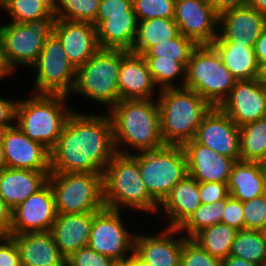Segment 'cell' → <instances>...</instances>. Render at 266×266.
I'll use <instances>...</instances> for the list:
<instances>
[{
    "instance_id": "cell-16",
    "label": "cell",
    "mask_w": 266,
    "mask_h": 266,
    "mask_svg": "<svg viewBox=\"0 0 266 266\" xmlns=\"http://www.w3.org/2000/svg\"><path fill=\"white\" fill-rule=\"evenodd\" d=\"M8 168L51 171V153L32 141L17 125L0 131Z\"/></svg>"
},
{
    "instance_id": "cell-50",
    "label": "cell",
    "mask_w": 266,
    "mask_h": 266,
    "mask_svg": "<svg viewBox=\"0 0 266 266\" xmlns=\"http://www.w3.org/2000/svg\"><path fill=\"white\" fill-rule=\"evenodd\" d=\"M255 54L259 65L266 63V28L262 31L260 37L257 39L255 47Z\"/></svg>"
},
{
    "instance_id": "cell-55",
    "label": "cell",
    "mask_w": 266,
    "mask_h": 266,
    "mask_svg": "<svg viewBox=\"0 0 266 266\" xmlns=\"http://www.w3.org/2000/svg\"><path fill=\"white\" fill-rule=\"evenodd\" d=\"M41 1L53 14H56L59 0H41Z\"/></svg>"
},
{
    "instance_id": "cell-42",
    "label": "cell",
    "mask_w": 266,
    "mask_h": 266,
    "mask_svg": "<svg viewBox=\"0 0 266 266\" xmlns=\"http://www.w3.org/2000/svg\"><path fill=\"white\" fill-rule=\"evenodd\" d=\"M66 262L71 266H110L113 260L87 246L72 253Z\"/></svg>"
},
{
    "instance_id": "cell-35",
    "label": "cell",
    "mask_w": 266,
    "mask_h": 266,
    "mask_svg": "<svg viewBox=\"0 0 266 266\" xmlns=\"http://www.w3.org/2000/svg\"><path fill=\"white\" fill-rule=\"evenodd\" d=\"M226 200L215 204H201L191 217L179 228V233L185 232L186 238H193L202 229L222 223Z\"/></svg>"
},
{
    "instance_id": "cell-40",
    "label": "cell",
    "mask_w": 266,
    "mask_h": 266,
    "mask_svg": "<svg viewBox=\"0 0 266 266\" xmlns=\"http://www.w3.org/2000/svg\"><path fill=\"white\" fill-rule=\"evenodd\" d=\"M180 266H221V260L205 251L192 238L183 242Z\"/></svg>"
},
{
    "instance_id": "cell-8",
    "label": "cell",
    "mask_w": 266,
    "mask_h": 266,
    "mask_svg": "<svg viewBox=\"0 0 266 266\" xmlns=\"http://www.w3.org/2000/svg\"><path fill=\"white\" fill-rule=\"evenodd\" d=\"M57 214L94 213L105 208L103 174L50 173Z\"/></svg>"
},
{
    "instance_id": "cell-22",
    "label": "cell",
    "mask_w": 266,
    "mask_h": 266,
    "mask_svg": "<svg viewBox=\"0 0 266 266\" xmlns=\"http://www.w3.org/2000/svg\"><path fill=\"white\" fill-rule=\"evenodd\" d=\"M155 88L145 57L122 50L118 79L120 100L152 99Z\"/></svg>"
},
{
    "instance_id": "cell-38",
    "label": "cell",
    "mask_w": 266,
    "mask_h": 266,
    "mask_svg": "<svg viewBox=\"0 0 266 266\" xmlns=\"http://www.w3.org/2000/svg\"><path fill=\"white\" fill-rule=\"evenodd\" d=\"M2 8L10 14L11 22L16 23L55 16L41 0H5Z\"/></svg>"
},
{
    "instance_id": "cell-24",
    "label": "cell",
    "mask_w": 266,
    "mask_h": 266,
    "mask_svg": "<svg viewBox=\"0 0 266 266\" xmlns=\"http://www.w3.org/2000/svg\"><path fill=\"white\" fill-rule=\"evenodd\" d=\"M96 213L57 214L50 233L65 258L88 246Z\"/></svg>"
},
{
    "instance_id": "cell-14",
    "label": "cell",
    "mask_w": 266,
    "mask_h": 266,
    "mask_svg": "<svg viewBox=\"0 0 266 266\" xmlns=\"http://www.w3.org/2000/svg\"><path fill=\"white\" fill-rule=\"evenodd\" d=\"M56 217L53 191L47 183L12 210L9 234L50 231Z\"/></svg>"
},
{
    "instance_id": "cell-6",
    "label": "cell",
    "mask_w": 266,
    "mask_h": 266,
    "mask_svg": "<svg viewBox=\"0 0 266 266\" xmlns=\"http://www.w3.org/2000/svg\"><path fill=\"white\" fill-rule=\"evenodd\" d=\"M236 82L212 45H198L193 50L186 68L185 88L219 107Z\"/></svg>"
},
{
    "instance_id": "cell-44",
    "label": "cell",
    "mask_w": 266,
    "mask_h": 266,
    "mask_svg": "<svg viewBox=\"0 0 266 266\" xmlns=\"http://www.w3.org/2000/svg\"><path fill=\"white\" fill-rule=\"evenodd\" d=\"M201 204H215L229 197L228 186L219 182L199 183Z\"/></svg>"
},
{
    "instance_id": "cell-2",
    "label": "cell",
    "mask_w": 266,
    "mask_h": 266,
    "mask_svg": "<svg viewBox=\"0 0 266 266\" xmlns=\"http://www.w3.org/2000/svg\"><path fill=\"white\" fill-rule=\"evenodd\" d=\"M108 115L113 126L116 153L131 154L118 148L121 143L134 147L139 152L165 146L161 136L160 110L157 100H119L109 110Z\"/></svg>"
},
{
    "instance_id": "cell-34",
    "label": "cell",
    "mask_w": 266,
    "mask_h": 266,
    "mask_svg": "<svg viewBox=\"0 0 266 266\" xmlns=\"http://www.w3.org/2000/svg\"><path fill=\"white\" fill-rule=\"evenodd\" d=\"M197 46L193 40L179 33L175 38L151 47L143 56L158 57V60H174L187 68L190 56Z\"/></svg>"
},
{
    "instance_id": "cell-17",
    "label": "cell",
    "mask_w": 266,
    "mask_h": 266,
    "mask_svg": "<svg viewBox=\"0 0 266 266\" xmlns=\"http://www.w3.org/2000/svg\"><path fill=\"white\" fill-rule=\"evenodd\" d=\"M238 126L266 117V87L259 79L237 80L219 106Z\"/></svg>"
},
{
    "instance_id": "cell-41",
    "label": "cell",
    "mask_w": 266,
    "mask_h": 266,
    "mask_svg": "<svg viewBox=\"0 0 266 266\" xmlns=\"http://www.w3.org/2000/svg\"><path fill=\"white\" fill-rule=\"evenodd\" d=\"M244 229L260 230L266 224V196L243 201Z\"/></svg>"
},
{
    "instance_id": "cell-53",
    "label": "cell",
    "mask_w": 266,
    "mask_h": 266,
    "mask_svg": "<svg viewBox=\"0 0 266 266\" xmlns=\"http://www.w3.org/2000/svg\"><path fill=\"white\" fill-rule=\"evenodd\" d=\"M248 5L266 16V0H249Z\"/></svg>"
},
{
    "instance_id": "cell-12",
    "label": "cell",
    "mask_w": 266,
    "mask_h": 266,
    "mask_svg": "<svg viewBox=\"0 0 266 266\" xmlns=\"http://www.w3.org/2000/svg\"><path fill=\"white\" fill-rule=\"evenodd\" d=\"M120 212L109 208L98 211L93 217L88 242L90 249L113 261L126 260L134 251L136 233L126 230Z\"/></svg>"
},
{
    "instance_id": "cell-45",
    "label": "cell",
    "mask_w": 266,
    "mask_h": 266,
    "mask_svg": "<svg viewBox=\"0 0 266 266\" xmlns=\"http://www.w3.org/2000/svg\"><path fill=\"white\" fill-rule=\"evenodd\" d=\"M222 223L244 230V210L240 200L229 196L226 199V207L223 212Z\"/></svg>"
},
{
    "instance_id": "cell-46",
    "label": "cell",
    "mask_w": 266,
    "mask_h": 266,
    "mask_svg": "<svg viewBox=\"0 0 266 266\" xmlns=\"http://www.w3.org/2000/svg\"><path fill=\"white\" fill-rule=\"evenodd\" d=\"M0 266H22L17 246L9 236L0 240Z\"/></svg>"
},
{
    "instance_id": "cell-43",
    "label": "cell",
    "mask_w": 266,
    "mask_h": 266,
    "mask_svg": "<svg viewBox=\"0 0 266 266\" xmlns=\"http://www.w3.org/2000/svg\"><path fill=\"white\" fill-rule=\"evenodd\" d=\"M126 11H134L133 0H101L93 25L97 28L105 20V15L126 14Z\"/></svg>"
},
{
    "instance_id": "cell-4",
    "label": "cell",
    "mask_w": 266,
    "mask_h": 266,
    "mask_svg": "<svg viewBox=\"0 0 266 266\" xmlns=\"http://www.w3.org/2000/svg\"><path fill=\"white\" fill-rule=\"evenodd\" d=\"M105 208L122 207L154 213L159 204L149 195L137 160L131 154L116 153L103 174Z\"/></svg>"
},
{
    "instance_id": "cell-26",
    "label": "cell",
    "mask_w": 266,
    "mask_h": 266,
    "mask_svg": "<svg viewBox=\"0 0 266 266\" xmlns=\"http://www.w3.org/2000/svg\"><path fill=\"white\" fill-rule=\"evenodd\" d=\"M199 183L189 175L178 182L160 204L167 214V228L179 229L200 207Z\"/></svg>"
},
{
    "instance_id": "cell-19",
    "label": "cell",
    "mask_w": 266,
    "mask_h": 266,
    "mask_svg": "<svg viewBox=\"0 0 266 266\" xmlns=\"http://www.w3.org/2000/svg\"><path fill=\"white\" fill-rule=\"evenodd\" d=\"M220 32L214 41H229L245 47H255L266 28V16L246 5L219 16Z\"/></svg>"
},
{
    "instance_id": "cell-27",
    "label": "cell",
    "mask_w": 266,
    "mask_h": 266,
    "mask_svg": "<svg viewBox=\"0 0 266 266\" xmlns=\"http://www.w3.org/2000/svg\"><path fill=\"white\" fill-rule=\"evenodd\" d=\"M138 20L134 11L126 14L105 15L96 28L98 45L102 49L131 51L137 35Z\"/></svg>"
},
{
    "instance_id": "cell-39",
    "label": "cell",
    "mask_w": 266,
    "mask_h": 266,
    "mask_svg": "<svg viewBox=\"0 0 266 266\" xmlns=\"http://www.w3.org/2000/svg\"><path fill=\"white\" fill-rule=\"evenodd\" d=\"M137 20L174 18L175 0H133Z\"/></svg>"
},
{
    "instance_id": "cell-36",
    "label": "cell",
    "mask_w": 266,
    "mask_h": 266,
    "mask_svg": "<svg viewBox=\"0 0 266 266\" xmlns=\"http://www.w3.org/2000/svg\"><path fill=\"white\" fill-rule=\"evenodd\" d=\"M149 66L150 73L156 86H160L159 89L167 88H179L174 85V80L183 78L181 80L180 87H184L186 80V67L181 63L174 60H158V57H145Z\"/></svg>"
},
{
    "instance_id": "cell-58",
    "label": "cell",
    "mask_w": 266,
    "mask_h": 266,
    "mask_svg": "<svg viewBox=\"0 0 266 266\" xmlns=\"http://www.w3.org/2000/svg\"><path fill=\"white\" fill-rule=\"evenodd\" d=\"M110 266H127V259L121 261H113Z\"/></svg>"
},
{
    "instance_id": "cell-5",
    "label": "cell",
    "mask_w": 266,
    "mask_h": 266,
    "mask_svg": "<svg viewBox=\"0 0 266 266\" xmlns=\"http://www.w3.org/2000/svg\"><path fill=\"white\" fill-rule=\"evenodd\" d=\"M63 94H34L18 101L16 125L32 140L50 152L56 146L63 127L73 112L64 104Z\"/></svg>"
},
{
    "instance_id": "cell-49",
    "label": "cell",
    "mask_w": 266,
    "mask_h": 266,
    "mask_svg": "<svg viewBox=\"0 0 266 266\" xmlns=\"http://www.w3.org/2000/svg\"><path fill=\"white\" fill-rule=\"evenodd\" d=\"M12 222V210L0 196V232L4 236L9 235Z\"/></svg>"
},
{
    "instance_id": "cell-10",
    "label": "cell",
    "mask_w": 266,
    "mask_h": 266,
    "mask_svg": "<svg viewBox=\"0 0 266 266\" xmlns=\"http://www.w3.org/2000/svg\"><path fill=\"white\" fill-rule=\"evenodd\" d=\"M56 16L27 21L11 22L0 26V38L8 63L15 71L17 66L31 67L37 60L45 40L54 32Z\"/></svg>"
},
{
    "instance_id": "cell-3",
    "label": "cell",
    "mask_w": 266,
    "mask_h": 266,
    "mask_svg": "<svg viewBox=\"0 0 266 266\" xmlns=\"http://www.w3.org/2000/svg\"><path fill=\"white\" fill-rule=\"evenodd\" d=\"M161 136L165 145H183L194 139L204 116L213 107L195 91L185 88L159 90Z\"/></svg>"
},
{
    "instance_id": "cell-25",
    "label": "cell",
    "mask_w": 266,
    "mask_h": 266,
    "mask_svg": "<svg viewBox=\"0 0 266 266\" xmlns=\"http://www.w3.org/2000/svg\"><path fill=\"white\" fill-rule=\"evenodd\" d=\"M50 172L7 167L0 171V196L13 210L48 183Z\"/></svg>"
},
{
    "instance_id": "cell-57",
    "label": "cell",
    "mask_w": 266,
    "mask_h": 266,
    "mask_svg": "<svg viewBox=\"0 0 266 266\" xmlns=\"http://www.w3.org/2000/svg\"><path fill=\"white\" fill-rule=\"evenodd\" d=\"M7 168V164L4 157L3 146L0 139V171Z\"/></svg>"
},
{
    "instance_id": "cell-54",
    "label": "cell",
    "mask_w": 266,
    "mask_h": 266,
    "mask_svg": "<svg viewBox=\"0 0 266 266\" xmlns=\"http://www.w3.org/2000/svg\"><path fill=\"white\" fill-rule=\"evenodd\" d=\"M127 266H150V264L141 260L134 252L127 258Z\"/></svg>"
},
{
    "instance_id": "cell-23",
    "label": "cell",
    "mask_w": 266,
    "mask_h": 266,
    "mask_svg": "<svg viewBox=\"0 0 266 266\" xmlns=\"http://www.w3.org/2000/svg\"><path fill=\"white\" fill-rule=\"evenodd\" d=\"M8 236L17 246L22 266H62L66 262L50 231Z\"/></svg>"
},
{
    "instance_id": "cell-60",
    "label": "cell",
    "mask_w": 266,
    "mask_h": 266,
    "mask_svg": "<svg viewBox=\"0 0 266 266\" xmlns=\"http://www.w3.org/2000/svg\"><path fill=\"white\" fill-rule=\"evenodd\" d=\"M262 238L266 241V224L259 230Z\"/></svg>"
},
{
    "instance_id": "cell-7",
    "label": "cell",
    "mask_w": 266,
    "mask_h": 266,
    "mask_svg": "<svg viewBox=\"0 0 266 266\" xmlns=\"http://www.w3.org/2000/svg\"><path fill=\"white\" fill-rule=\"evenodd\" d=\"M137 160L149 195L160 205L171 189L188 176L187 160L181 145L131 153Z\"/></svg>"
},
{
    "instance_id": "cell-63",
    "label": "cell",
    "mask_w": 266,
    "mask_h": 266,
    "mask_svg": "<svg viewBox=\"0 0 266 266\" xmlns=\"http://www.w3.org/2000/svg\"><path fill=\"white\" fill-rule=\"evenodd\" d=\"M4 237V235L0 232V240Z\"/></svg>"
},
{
    "instance_id": "cell-48",
    "label": "cell",
    "mask_w": 266,
    "mask_h": 266,
    "mask_svg": "<svg viewBox=\"0 0 266 266\" xmlns=\"http://www.w3.org/2000/svg\"><path fill=\"white\" fill-rule=\"evenodd\" d=\"M216 13L224 12L248 5L249 0H209Z\"/></svg>"
},
{
    "instance_id": "cell-31",
    "label": "cell",
    "mask_w": 266,
    "mask_h": 266,
    "mask_svg": "<svg viewBox=\"0 0 266 266\" xmlns=\"http://www.w3.org/2000/svg\"><path fill=\"white\" fill-rule=\"evenodd\" d=\"M238 231L227 224L217 223L202 229L192 239L210 255L223 260L229 256Z\"/></svg>"
},
{
    "instance_id": "cell-30",
    "label": "cell",
    "mask_w": 266,
    "mask_h": 266,
    "mask_svg": "<svg viewBox=\"0 0 266 266\" xmlns=\"http://www.w3.org/2000/svg\"><path fill=\"white\" fill-rule=\"evenodd\" d=\"M179 34L178 25L173 18H153L138 21L137 35L132 52L144 55L158 43L175 38Z\"/></svg>"
},
{
    "instance_id": "cell-28",
    "label": "cell",
    "mask_w": 266,
    "mask_h": 266,
    "mask_svg": "<svg viewBox=\"0 0 266 266\" xmlns=\"http://www.w3.org/2000/svg\"><path fill=\"white\" fill-rule=\"evenodd\" d=\"M227 186L229 196L241 202L262 196L264 194L263 163L236 161Z\"/></svg>"
},
{
    "instance_id": "cell-18",
    "label": "cell",
    "mask_w": 266,
    "mask_h": 266,
    "mask_svg": "<svg viewBox=\"0 0 266 266\" xmlns=\"http://www.w3.org/2000/svg\"><path fill=\"white\" fill-rule=\"evenodd\" d=\"M188 175L198 183L219 182L228 184L236 162L233 158L216 153L209 147L197 143L194 139L182 145Z\"/></svg>"
},
{
    "instance_id": "cell-29",
    "label": "cell",
    "mask_w": 266,
    "mask_h": 266,
    "mask_svg": "<svg viewBox=\"0 0 266 266\" xmlns=\"http://www.w3.org/2000/svg\"><path fill=\"white\" fill-rule=\"evenodd\" d=\"M211 45L237 80L258 78L260 65L253 47H245L229 41H213Z\"/></svg>"
},
{
    "instance_id": "cell-51",
    "label": "cell",
    "mask_w": 266,
    "mask_h": 266,
    "mask_svg": "<svg viewBox=\"0 0 266 266\" xmlns=\"http://www.w3.org/2000/svg\"><path fill=\"white\" fill-rule=\"evenodd\" d=\"M13 72L14 70L8 63L6 53L4 51V46L0 38V79L2 80V78L10 76V74Z\"/></svg>"
},
{
    "instance_id": "cell-20",
    "label": "cell",
    "mask_w": 266,
    "mask_h": 266,
    "mask_svg": "<svg viewBox=\"0 0 266 266\" xmlns=\"http://www.w3.org/2000/svg\"><path fill=\"white\" fill-rule=\"evenodd\" d=\"M53 34L60 40L67 57L76 69L100 49L97 29L92 23L56 19Z\"/></svg>"
},
{
    "instance_id": "cell-37",
    "label": "cell",
    "mask_w": 266,
    "mask_h": 266,
    "mask_svg": "<svg viewBox=\"0 0 266 266\" xmlns=\"http://www.w3.org/2000/svg\"><path fill=\"white\" fill-rule=\"evenodd\" d=\"M101 0H59L56 19L94 23Z\"/></svg>"
},
{
    "instance_id": "cell-15",
    "label": "cell",
    "mask_w": 266,
    "mask_h": 266,
    "mask_svg": "<svg viewBox=\"0 0 266 266\" xmlns=\"http://www.w3.org/2000/svg\"><path fill=\"white\" fill-rule=\"evenodd\" d=\"M194 140L216 153L240 160V129L220 107L213 106L204 116Z\"/></svg>"
},
{
    "instance_id": "cell-32",
    "label": "cell",
    "mask_w": 266,
    "mask_h": 266,
    "mask_svg": "<svg viewBox=\"0 0 266 266\" xmlns=\"http://www.w3.org/2000/svg\"><path fill=\"white\" fill-rule=\"evenodd\" d=\"M240 129V160L266 163V117Z\"/></svg>"
},
{
    "instance_id": "cell-47",
    "label": "cell",
    "mask_w": 266,
    "mask_h": 266,
    "mask_svg": "<svg viewBox=\"0 0 266 266\" xmlns=\"http://www.w3.org/2000/svg\"><path fill=\"white\" fill-rule=\"evenodd\" d=\"M17 104L18 101L0 98V131L16 125L11 122L16 120Z\"/></svg>"
},
{
    "instance_id": "cell-21",
    "label": "cell",
    "mask_w": 266,
    "mask_h": 266,
    "mask_svg": "<svg viewBox=\"0 0 266 266\" xmlns=\"http://www.w3.org/2000/svg\"><path fill=\"white\" fill-rule=\"evenodd\" d=\"M179 229L165 228L157 235L136 234L134 253L150 266H180L184 235L173 238ZM174 234V235H173Z\"/></svg>"
},
{
    "instance_id": "cell-61",
    "label": "cell",
    "mask_w": 266,
    "mask_h": 266,
    "mask_svg": "<svg viewBox=\"0 0 266 266\" xmlns=\"http://www.w3.org/2000/svg\"><path fill=\"white\" fill-rule=\"evenodd\" d=\"M4 2H5V0H0V7L3 6Z\"/></svg>"
},
{
    "instance_id": "cell-9",
    "label": "cell",
    "mask_w": 266,
    "mask_h": 266,
    "mask_svg": "<svg viewBox=\"0 0 266 266\" xmlns=\"http://www.w3.org/2000/svg\"><path fill=\"white\" fill-rule=\"evenodd\" d=\"M122 50L100 48L76 69L72 92L107 105L109 110L120 100L118 89Z\"/></svg>"
},
{
    "instance_id": "cell-1",
    "label": "cell",
    "mask_w": 266,
    "mask_h": 266,
    "mask_svg": "<svg viewBox=\"0 0 266 266\" xmlns=\"http://www.w3.org/2000/svg\"><path fill=\"white\" fill-rule=\"evenodd\" d=\"M50 153V173L104 174L116 154L110 116L73 111Z\"/></svg>"
},
{
    "instance_id": "cell-33",
    "label": "cell",
    "mask_w": 266,
    "mask_h": 266,
    "mask_svg": "<svg viewBox=\"0 0 266 266\" xmlns=\"http://www.w3.org/2000/svg\"><path fill=\"white\" fill-rule=\"evenodd\" d=\"M229 255L266 266V241L258 230H239Z\"/></svg>"
},
{
    "instance_id": "cell-11",
    "label": "cell",
    "mask_w": 266,
    "mask_h": 266,
    "mask_svg": "<svg viewBox=\"0 0 266 266\" xmlns=\"http://www.w3.org/2000/svg\"><path fill=\"white\" fill-rule=\"evenodd\" d=\"M33 94H63L68 96L75 84L76 68L71 64L60 40L52 34L45 40L36 62Z\"/></svg>"
},
{
    "instance_id": "cell-56",
    "label": "cell",
    "mask_w": 266,
    "mask_h": 266,
    "mask_svg": "<svg viewBox=\"0 0 266 266\" xmlns=\"http://www.w3.org/2000/svg\"><path fill=\"white\" fill-rule=\"evenodd\" d=\"M258 79L266 87V63L260 65Z\"/></svg>"
},
{
    "instance_id": "cell-62",
    "label": "cell",
    "mask_w": 266,
    "mask_h": 266,
    "mask_svg": "<svg viewBox=\"0 0 266 266\" xmlns=\"http://www.w3.org/2000/svg\"><path fill=\"white\" fill-rule=\"evenodd\" d=\"M62 266H71V265L65 262Z\"/></svg>"
},
{
    "instance_id": "cell-13",
    "label": "cell",
    "mask_w": 266,
    "mask_h": 266,
    "mask_svg": "<svg viewBox=\"0 0 266 266\" xmlns=\"http://www.w3.org/2000/svg\"><path fill=\"white\" fill-rule=\"evenodd\" d=\"M173 19L179 33L197 45H211L219 34V15L209 0H175Z\"/></svg>"
},
{
    "instance_id": "cell-59",
    "label": "cell",
    "mask_w": 266,
    "mask_h": 266,
    "mask_svg": "<svg viewBox=\"0 0 266 266\" xmlns=\"http://www.w3.org/2000/svg\"><path fill=\"white\" fill-rule=\"evenodd\" d=\"M264 195L266 196V163H263Z\"/></svg>"
},
{
    "instance_id": "cell-52",
    "label": "cell",
    "mask_w": 266,
    "mask_h": 266,
    "mask_svg": "<svg viewBox=\"0 0 266 266\" xmlns=\"http://www.w3.org/2000/svg\"><path fill=\"white\" fill-rule=\"evenodd\" d=\"M221 266H261V265L246 261L236 256L229 255L225 259L221 260Z\"/></svg>"
}]
</instances>
